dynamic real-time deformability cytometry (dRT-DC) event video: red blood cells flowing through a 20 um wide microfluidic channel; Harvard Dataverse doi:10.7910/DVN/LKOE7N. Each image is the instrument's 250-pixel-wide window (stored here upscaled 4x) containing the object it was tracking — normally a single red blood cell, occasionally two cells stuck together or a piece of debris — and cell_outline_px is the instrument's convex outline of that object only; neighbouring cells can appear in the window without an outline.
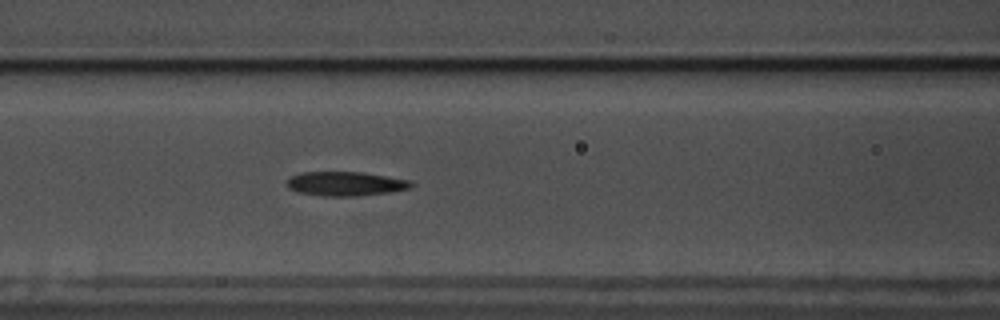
{"species": "common noctule bat (a hibernating species)", "species_latin": "Nyctalus noctula", "temperature_condition": "warm", "stored_images_in_passage": 59, "camera_frame_rate_fps": 3000, "um_per_image_px": 0.085, "animal": {"sex": "male", "body_mass_g": 17.5, "forearm_length_mm": 52.3}, "frame": {"image": 1, "passage_image": 25, "time_ms": 8.0, "image_size_px": [1000, 320], "cell_outline_px": [[416, 184], [412, 188], [392, 192], [356, 196], [324, 196], [296, 192], [288, 188], [288, 180], [292, 176], [300, 172], [360, 172], [408, 180]], "centroid_in_image_um": [29.39, 15.63], "position_along_channel_um": 137.2, "area_um2": 17.51}}
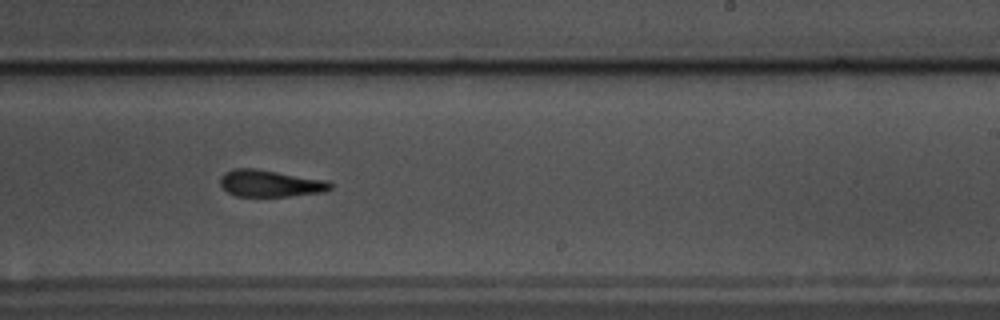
{"frame": {"image": 2, "passage_image": 36, "time_ms": 11.667, "image_size_px": [1000, 320], "cell_outline_px": [[332, 188], [324, 192], [288, 196], [236, 196], [228, 192], [220, 184], [220, 176], [224, 172], [232, 168], [256, 168], [324, 180], [332, 184]], "centroid_in_image_um": [22.92, 15.58], "position_along_channel_um": 266.1, "area_um2": 17.17}}
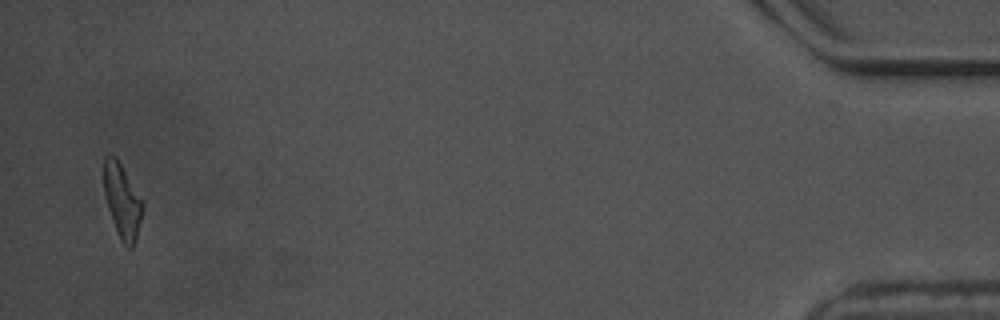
{"frame": {"image": 3, "passage_image": 57, "time_ms": 18.667, "image_size_px": [1000, 320], "cell_outline_px": [[144, 204], [136, 240], [132, 248], [128, 248], [120, 240], [104, 192], [104, 156], [116, 156], [144, 200]], "centroid_in_image_um": [10.43, 17.06], "position_along_channel_um": 424.8, "area_um2": 16.59}, "authors_computed_cell_mechanics": {"area_um2": 17.34, "velocity_mm_per_s": 3.5332, "shape_relaxation_time_tau1_ms": null, "shape_relaxation_time_tau2_ms": 4.7965, "deformation_change_tau1": null, "deformation_change_tau2": 0.158}}